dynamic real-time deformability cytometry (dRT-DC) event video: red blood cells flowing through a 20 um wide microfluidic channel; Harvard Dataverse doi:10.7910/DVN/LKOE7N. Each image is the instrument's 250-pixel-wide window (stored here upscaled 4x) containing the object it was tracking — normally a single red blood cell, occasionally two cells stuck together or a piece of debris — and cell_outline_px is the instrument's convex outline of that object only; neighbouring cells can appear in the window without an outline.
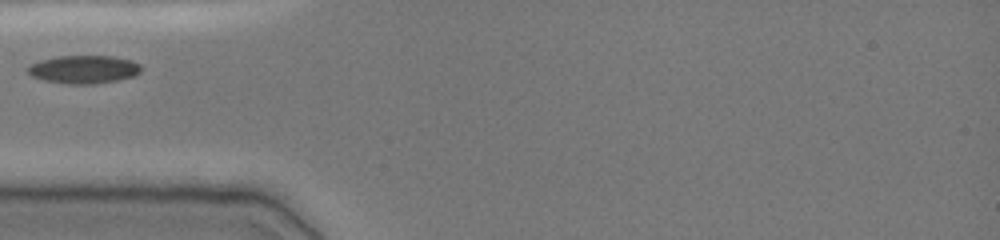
{"species": "common noctule bat (a hibernating species)", "species_latin": "Nyctalus noctula", "temperature_condition": "cold", "stored_images_in_passage": 26, "camera_frame_rate_fps": 3000, "um_per_image_px": 0.085, "animal": {"sex": "female", "body_mass_g": 19.0, "forearm_length_mm": 51.5}, "frame": {"image": 1, "passage_image": 1, "time_ms": 0.0, "image_size_px": [1000, 240], "cell_outline_px": [[140, 72], [132, 76], [116, 80], [92, 84], [64, 84], [44, 80], [32, 76], [24, 68], [28, 64], [40, 60], [56, 56], [112, 56], [132, 60], [140, 64]], "centroid_in_image_um": [7.05, 5.89], "position_along_channel_um": 77.9, "area_um2": 18.67}}